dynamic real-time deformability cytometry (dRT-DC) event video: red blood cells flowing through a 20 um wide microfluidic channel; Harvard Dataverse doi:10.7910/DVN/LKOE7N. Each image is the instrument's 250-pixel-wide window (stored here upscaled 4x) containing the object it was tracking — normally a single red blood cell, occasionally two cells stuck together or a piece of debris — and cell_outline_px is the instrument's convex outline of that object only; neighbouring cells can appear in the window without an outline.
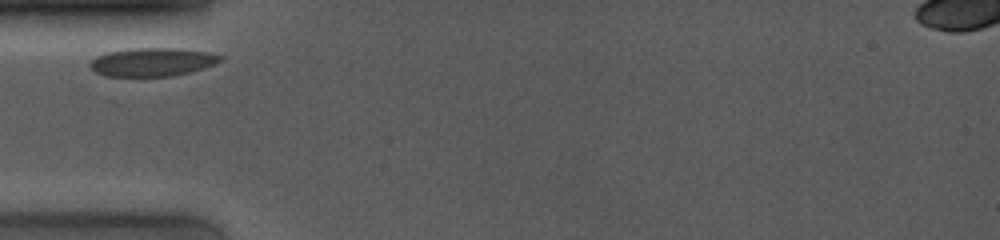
{"species": "common noctule bat (a hibernating species)", "species_latin": "Nyctalus noctula", "temperature_condition": "room temperature", "stored_images_in_passage": 16, "camera_frame_rate_fps": 4000, "um_per_image_px": 0.085, "animal": {"sex": "female", "body_mass_g": 19.0, "forearm_length_mm": 53.3}, "frame": {"image": 1, "passage_image": 1, "time_ms": 0.0, "image_size_px": [1000, 240], "cell_outline_px": [[224, 60], [216, 64], [204, 68], [172, 76], [104, 76], [96, 72], [88, 64], [96, 56], [108, 52], [128, 48], [176, 48], [212, 52], [224, 56]], "centroid_in_image_um": [13.0, 5.26], "position_along_channel_um": 72.0, "area_um2": 21.79}}
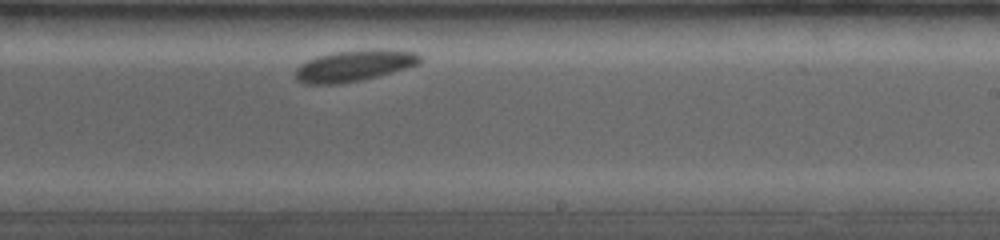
{"frame": {"image": 2, "passage_image": 10, "time_ms": 5.25, "image_size_px": [1000, 240], "cell_outline_px": [[420, 60], [416, 64], [404, 68], [376, 76], [360, 80], [340, 84], [304, 84], [296, 80], [296, 68], [300, 64], [316, 56], [336, 52], [372, 48], [376, 48], [420, 52]], "centroid_in_image_um": [30.07, 5.57], "position_along_channel_um": 258.9, "area_um2": 22.6}}
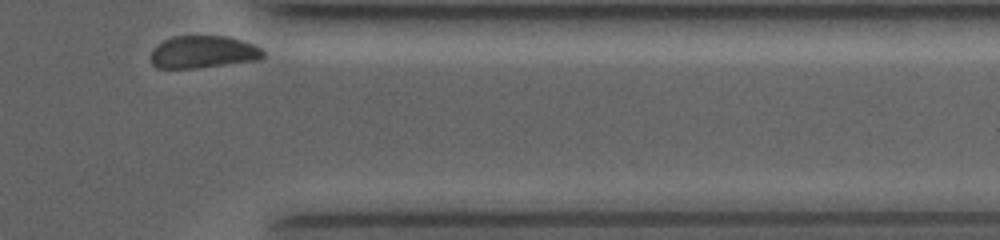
{"frame": {"image": 3, "passage_image": 16, "time_ms": 9.0, "image_size_px": [1000, 240], "cell_outline_px": [[264, 56], [260, 60], [192, 68], [156, 68], [152, 64], [152, 52], [164, 40], [172, 36], [228, 36], [252, 44], [260, 48], [264, 52]], "centroid_in_image_um": [17.29, 4.42], "position_along_channel_um": 394.1, "area_um2": 20.92}}